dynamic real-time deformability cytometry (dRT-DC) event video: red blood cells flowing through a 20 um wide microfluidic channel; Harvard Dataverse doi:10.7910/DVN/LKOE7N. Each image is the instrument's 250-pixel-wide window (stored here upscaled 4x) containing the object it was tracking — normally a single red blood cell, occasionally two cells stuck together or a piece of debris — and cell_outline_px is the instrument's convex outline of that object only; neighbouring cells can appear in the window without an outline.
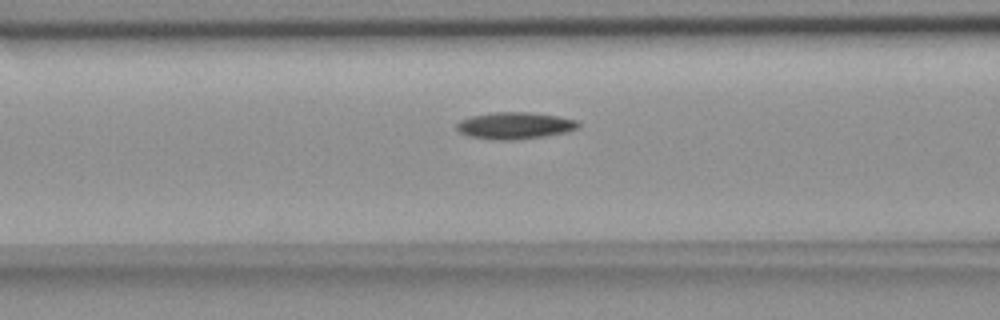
{"species": "common noctule bat (a hibernating species)", "species_latin": "Nyctalus noctula", "temperature_condition": "room temperature", "stored_images_in_passage": 38, "camera_frame_rate_fps": 3000, "um_per_image_px": 0.085, "animal": {"sex": "female", "body_mass_g": 18.4}, "frame": {"image": 1, "passage_image": 15, "time_ms": 4.667, "image_size_px": [1000, 320], "cell_outline_px": [[580, 124], [576, 128], [568, 132], [544, 136], [512, 140], [492, 140], [468, 136], [460, 132], [456, 128], [456, 124], [460, 120], [472, 116], [496, 112], [528, 112], [556, 116], [576, 120]], "centroid_in_image_um": [43.73, 10.68], "position_along_channel_um": 122.9, "area_um2": 18.9}}
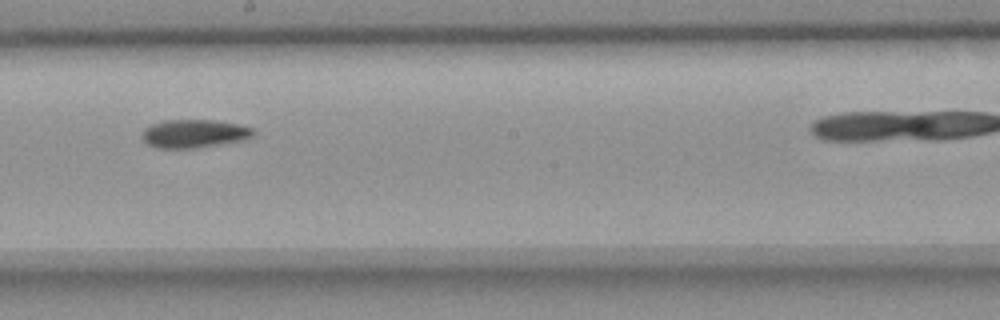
{"frame": {"image": 2, "passage_image": 24, "time_ms": 7.667, "image_size_px": [1000, 320], "cell_outline_px": [[256, 136], [240, 140], [196, 148], [156, 148], [148, 144], [140, 136], [144, 128], [152, 124], [164, 120], [216, 120], [256, 128]], "centroid_in_image_um": [16.51, 11.35], "position_along_channel_um": 231.7, "area_um2": 18.44}}
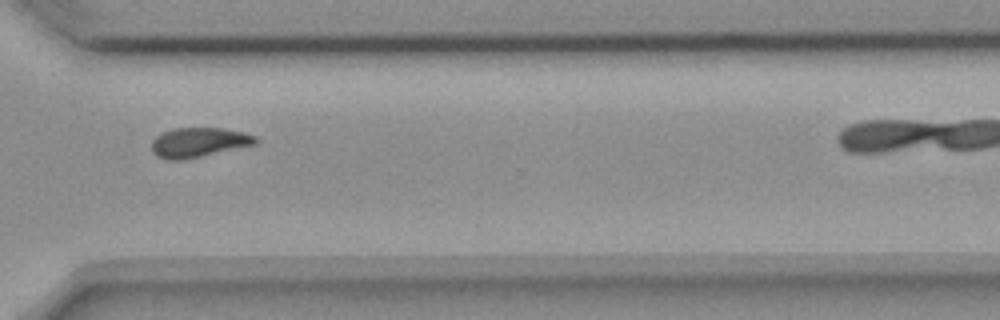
{"frame": {"image": 3, "passage_image": 34, "time_ms": 11.0, "image_size_px": [1000, 320], "cell_outline_px": [[260, 140], [256, 144], [184, 160], [168, 160], [156, 156], [152, 152], [152, 140], [160, 132], [172, 128], [224, 128], [244, 132], [256, 136]], "centroid_in_image_um": [16.88, 12.1], "position_along_channel_um": 353.7, "area_um2": 18.21}}